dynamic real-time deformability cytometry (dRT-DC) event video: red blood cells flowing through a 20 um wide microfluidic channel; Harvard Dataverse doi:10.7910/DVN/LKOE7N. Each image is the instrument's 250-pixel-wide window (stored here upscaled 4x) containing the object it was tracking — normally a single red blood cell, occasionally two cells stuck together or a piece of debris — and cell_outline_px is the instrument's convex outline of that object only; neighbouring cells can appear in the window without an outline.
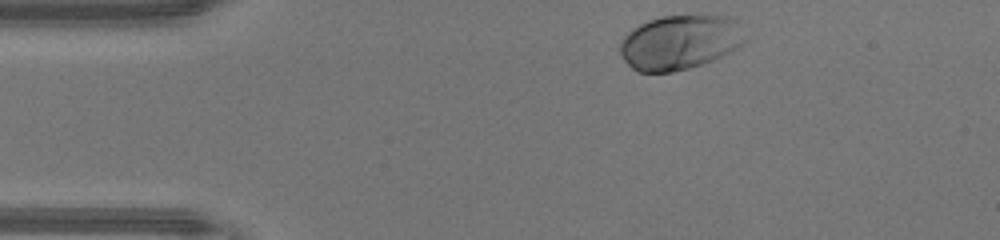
{"species": "human", "species_latin": "Homo sapiens", "temperature_condition": "warm", "stored_images_in_passage": 33, "camera_frame_rate_fps": 3000, "um_per_image_px": 0.085, "donor": {"sex": "male"}, "frame": {"image": 1, "passage_image": 1, "time_ms": 0.0, "image_size_px": [1000, 240], "cell_outline_px": [[748, 40], [732, 52], [704, 64], [672, 72], [636, 72], [624, 60], [620, 52], [620, 44], [624, 36], [628, 32], [640, 24], [648, 20], [660, 16], [728, 16], [736, 20], [748, 36]], "centroid_in_image_um": [57.83, 3.6], "position_along_channel_um": 27.2, "area_um2": 40.11}}
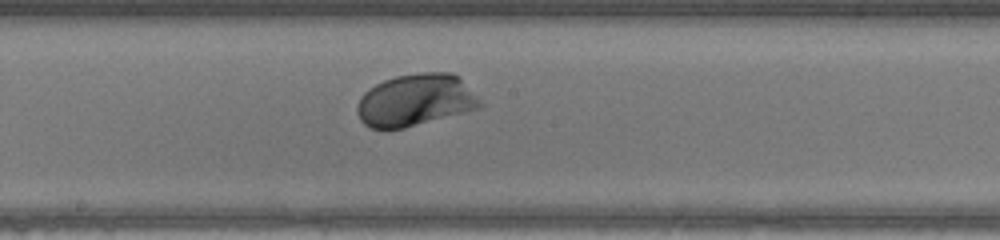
{"frame": {"image": 2, "passage_image": 18, "time_ms": 5.667, "image_size_px": [1000, 240], "cell_outline_px": [[484, 104], [480, 108], [404, 128], [372, 128], [364, 124], [360, 120], [356, 112], [356, 108], [360, 96], [368, 88], [384, 80], [396, 76], [416, 72], [452, 72], [460, 76]], "centroid_in_image_um": [35.32, 8.49], "position_along_channel_um": 212.9, "area_um2": 37.57}}
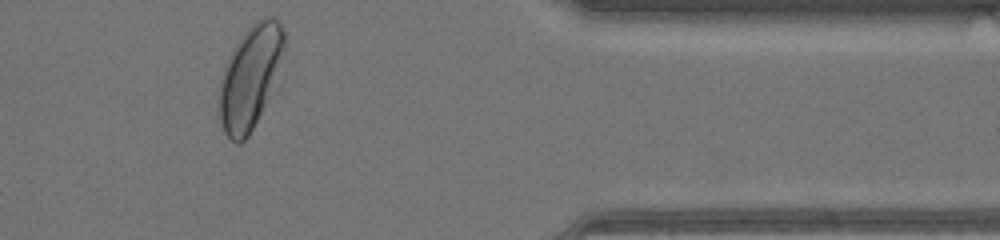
{"frame": {"image": 3, "passage_image": 32, "time_ms": 10.333, "image_size_px": [1000, 240], "cell_outline_px": [[288, 48], [284, 88], [248, 136], [240, 144], [236, 144], [224, 132], [220, 120], [220, 76], [224, 64], [228, 56], [244, 32], [256, 20], [264, 16], [272, 16], [280, 20], [284, 32]], "centroid_in_image_um": [21.48, 6.57], "position_along_channel_um": 389.9, "area_um2": 42.95}, "authors_computed_cell_mechanics": {"area_um2": 36.9342, "velocity_mm_per_s": 4.3357, "shape_relaxation_time_tau1_ms": 1.1088, "shape_relaxation_time_tau2_ms": null, "deformation_change_tau1": 0.0964, "deformation_change_tau2": null}}